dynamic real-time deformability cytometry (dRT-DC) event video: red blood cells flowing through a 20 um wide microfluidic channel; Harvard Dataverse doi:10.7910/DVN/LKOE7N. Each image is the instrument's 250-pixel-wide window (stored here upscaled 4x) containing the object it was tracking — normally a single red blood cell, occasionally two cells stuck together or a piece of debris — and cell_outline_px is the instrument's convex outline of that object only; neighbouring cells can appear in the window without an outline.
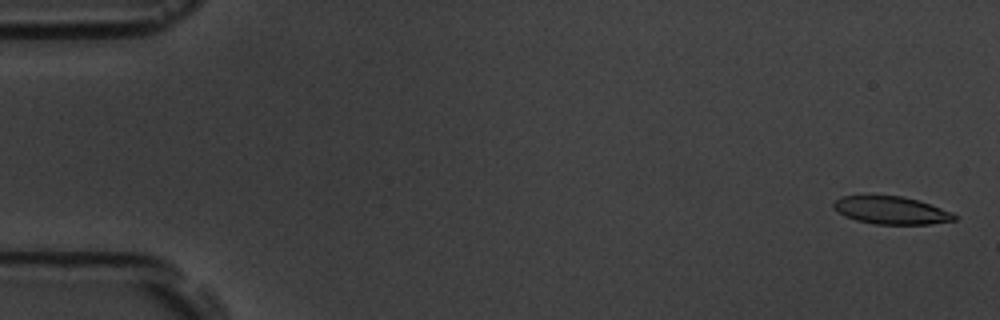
{"species": "common noctule bat (a hibernating species)", "species_latin": "Nyctalus noctula", "temperature_condition": "room temperature", "stored_images_in_passage": 54, "camera_frame_rate_fps": 3000, "um_per_image_px": 0.085, "animal": {"sex": "male", "body_mass_g": 19.5, "forearm_length_mm": 54.6}, "frame": {"image": 1, "passage_image": 2, "time_ms": 0.333, "image_size_px": [1000, 320], "cell_outline_px": [[956, 220], [928, 224], [876, 224], [856, 220], [844, 216], [832, 208], [832, 204], [840, 196], [900, 196], [920, 200], [952, 212], [956, 216]], "centroid_in_image_um": [75.74, 17.88], "position_along_channel_um": 9.3, "area_um2": 19.48}}
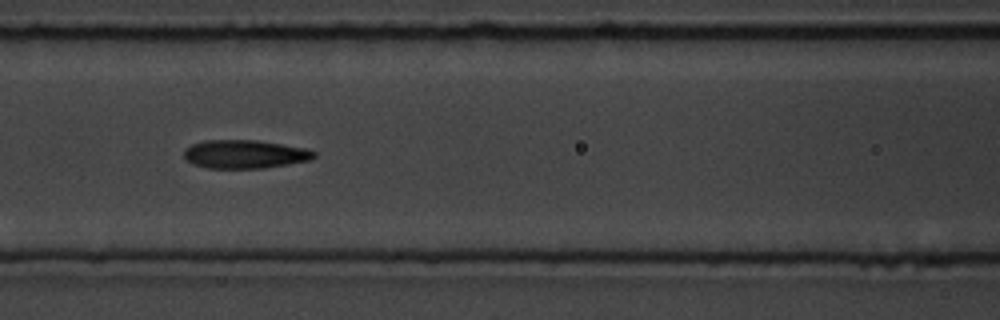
{"frame": {"image": 2, "passage_image": 24, "time_ms": 7.667, "image_size_px": [1000, 320], "cell_outline_px": [[316, 156], [312, 160], [264, 168], [208, 168], [192, 164], [184, 156], [184, 148], [192, 144], [204, 140], [256, 140], [308, 148], [316, 152]], "centroid_in_image_um": [20.83, 13.1], "position_along_channel_um": 145.8, "area_um2": 21.73}}
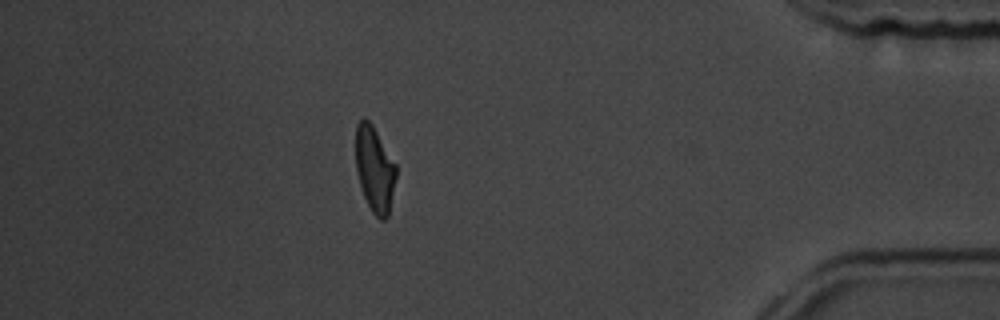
{"frame": {"image": 3, "passage_image": 48, "time_ms": 15.667, "image_size_px": [1000, 320], "cell_outline_px": [[396, 176], [388, 216], [384, 220], [380, 220], [372, 212], [364, 196], [356, 172], [356, 124], [364, 116], [372, 124], [396, 164]], "centroid_in_image_um": [31.84, 14.37], "position_along_channel_um": 403.4, "area_um2": 20.06}, "authors_computed_cell_mechanics": {"area_um2": 21.0103, "velocity_mm_per_s": 3.7794, "shape_relaxation_time_tau1_ms": 3.4775, "shape_relaxation_time_tau2_ms": 2.3191, "deformation_change_tau1": 0.1447, "deformation_change_tau2": 0.0971}}